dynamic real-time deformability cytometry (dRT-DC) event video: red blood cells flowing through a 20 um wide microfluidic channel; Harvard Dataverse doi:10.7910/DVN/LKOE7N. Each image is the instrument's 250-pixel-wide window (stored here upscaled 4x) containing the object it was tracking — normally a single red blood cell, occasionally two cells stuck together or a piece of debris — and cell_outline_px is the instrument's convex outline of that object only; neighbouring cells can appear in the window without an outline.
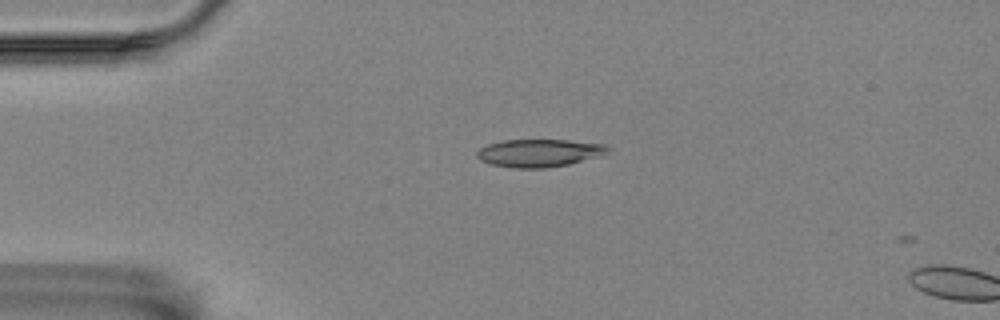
{"species": "Egyptian fruit bat (a non-hibernating species)", "species_latin": "Rousettus aegyptiacus", "temperature_condition": "room temperature", "stored_images_in_passage": 2, "camera_frame_rate_fps": 3000, "um_per_image_px": 0.085, "animal": {"sex": "female"}, "frame": {"image": 1, "passage_image": 1, "time_ms": 0.0, "image_size_px": [1000, 320], "cell_outline_px": [[612, 148], [608, 152], [600, 156], [568, 164], [548, 168], [512, 168], [488, 164], [480, 160], [476, 156], [476, 152], [480, 148], [488, 144], [504, 140], [568, 140], [608, 144]], "centroid_in_image_um": [45.85, 13.0], "position_along_channel_um": 39.2, "area_um2": 21.44}}